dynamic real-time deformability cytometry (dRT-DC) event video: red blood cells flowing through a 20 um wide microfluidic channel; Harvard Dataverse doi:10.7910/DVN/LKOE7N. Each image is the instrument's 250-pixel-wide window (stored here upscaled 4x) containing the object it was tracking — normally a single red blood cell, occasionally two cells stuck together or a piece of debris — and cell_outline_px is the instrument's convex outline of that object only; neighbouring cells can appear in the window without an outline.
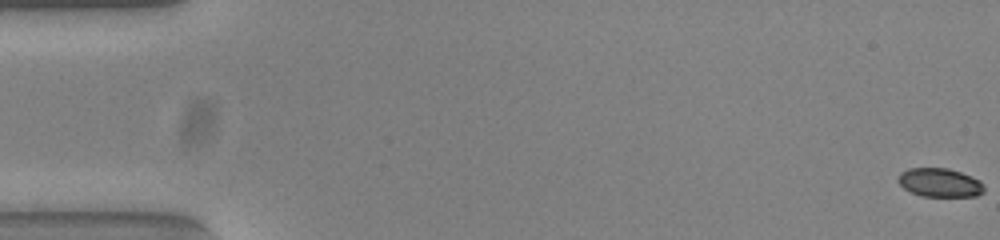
{"species": "common noctule bat (a hibernating species)", "species_latin": "Nyctalus noctula", "temperature_condition": "warm", "stored_images_in_passage": 55, "camera_frame_rate_fps": 3000, "um_per_image_px": 0.085, "animal": {"sex": "female", "body_mass_g": 23.0, "forearm_length_mm": 53.4}, "frame": {"image": 1, "passage_image": 1, "time_ms": 0.0, "image_size_px": [1000, 240], "cell_outline_px": [[984, 192], [976, 196], [920, 196], [904, 188], [896, 180], [896, 176], [900, 172], [908, 168], [948, 168], [972, 176], [980, 180], [984, 184]], "centroid_in_image_um": [79.87, 15.51], "position_along_channel_um": 5.1, "area_um2": 14.57}}
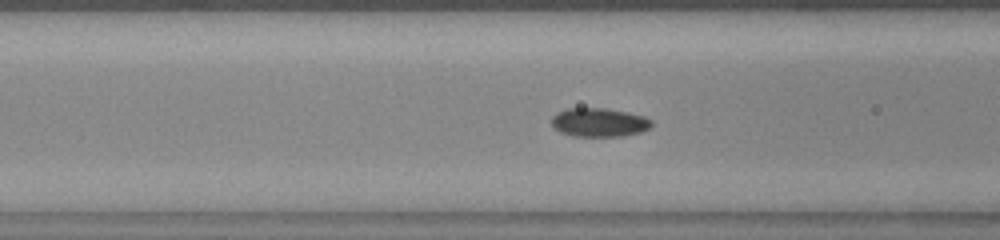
{"frame": {"image": 2, "passage_image": 22, "time_ms": 7.0, "image_size_px": [1000, 240], "cell_outline_px": [[652, 124], [648, 128], [640, 132], [624, 136], [572, 136], [560, 132], [552, 124], [552, 116], [556, 112], [568, 108], [604, 108], [628, 112], [644, 116], [652, 120]], "centroid_in_image_um": [50.92, 10.4], "position_along_channel_um": 115.7, "area_um2": 16.76}}
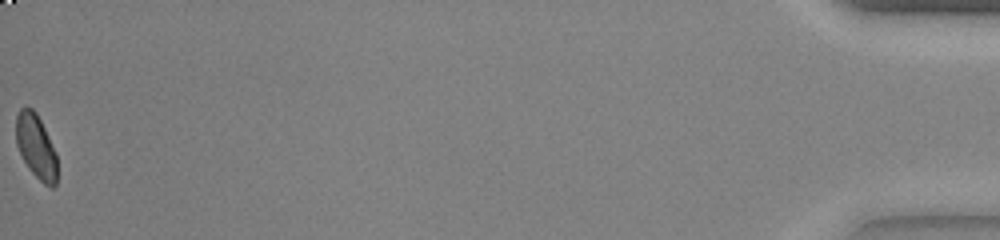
{"frame": {"image": 3, "passage_image": 55, "time_ms": 18.0, "image_size_px": [1000, 240], "cell_outline_px": [[56, 184], [52, 188], [44, 184], [28, 168], [16, 144], [16, 116], [20, 108], [32, 108], [36, 112], [56, 152]], "centroid_in_image_um": [3.05, 12.45], "position_along_channel_um": 432.1, "area_um2": 15.14}, "authors_computed_cell_mechanics": {"area_um2": 16.0684, "velocity_mm_per_s": 3.8303, "shape_relaxation_time_tau1_ms": 4.1081, "shape_relaxation_time_tau2_ms": 4.0009, "deformation_change_tau1": 0.0985, "deformation_change_tau2": 0.0553}}